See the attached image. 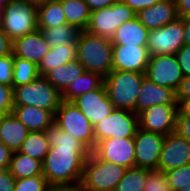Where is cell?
<instances>
[{
  "mask_svg": "<svg viewBox=\"0 0 190 191\" xmlns=\"http://www.w3.org/2000/svg\"><path fill=\"white\" fill-rule=\"evenodd\" d=\"M45 133L50 149L42 162L43 175L49 185H71L81 182L84 164L91 150L55 121Z\"/></svg>",
  "mask_w": 190,
  "mask_h": 191,
  "instance_id": "cell-1",
  "label": "cell"
},
{
  "mask_svg": "<svg viewBox=\"0 0 190 191\" xmlns=\"http://www.w3.org/2000/svg\"><path fill=\"white\" fill-rule=\"evenodd\" d=\"M76 59L85 71L105 78L112 71L113 44L110 39L81 31L76 44Z\"/></svg>",
  "mask_w": 190,
  "mask_h": 191,
  "instance_id": "cell-2",
  "label": "cell"
},
{
  "mask_svg": "<svg viewBox=\"0 0 190 191\" xmlns=\"http://www.w3.org/2000/svg\"><path fill=\"white\" fill-rule=\"evenodd\" d=\"M144 78L145 73L112 70L104 78V86L114 108L136 113V102Z\"/></svg>",
  "mask_w": 190,
  "mask_h": 191,
  "instance_id": "cell-3",
  "label": "cell"
},
{
  "mask_svg": "<svg viewBox=\"0 0 190 191\" xmlns=\"http://www.w3.org/2000/svg\"><path fill=\"white\" fill-rule=\"evenodd\" d=\"M126 170L122 165L99 159L91 151L80 184L84 191H115Z\"/></svg>",
  "mask_w": 190,
  "mask_h": 191,
  "instance_id": "cell-4",
  "label": "cell"
},
{
  "mask_svg": "<svg viewBox=\"0 0 190 191\" xmlns=\"http://www.w3.org/2000/svg\"><path fill=\"white\" fill-rule=\"evenodd\" d=\"M14 106H34L53 114L62 102V94L44 77L13 88Z\"/></svg>",
  "mask_w": 190,
  "mask_h": 191,
  "instance_id": "cell-5",
  "label": "cell"
},
{
  "mask_svg": "<svg viewBox=\"0 0 190 191\" xmlns=\"http://www.w3.org/2000/svg\"><path fill=\"white\" fill-rule=\"evenodd\" d=\"M3 31L12 41L38 29V8L23 0H9L4 6Z\"/></svg>",
  "mask_w": 190,
  "mask_h": 191,
  "instance_id": "cell-6",
  "label": "cell"
},
{
  "mask_svg": "<svg viewBox=\"0 0 190 191\" xmlns=\"http://www.w3.org/2000/svg\"><path fill=\"white\" fill-rule=\"evenodd\" d=\"M54 121L91 151L95 148L94 126L72 101L62 100L54 114Z\"/></svg>",
  "mask_w": 190,
  "mask_h": 191,
  "instance_id": "cell-7",
  "label": "cell"
},
{
  "mask_svg": "<svg viewBox=\"0 0 190 191\" xmlns=\"http://www.w3.org/2000/svg\"><path fill=\"white\" fill-rule=\"evenodd\" d=\"M136 16V12L127 4L116 1L109 7L90 12L86 31L111 40L118 27Z\"/></svg>",
  "mask_w": 190,
  "mask_h": 191,
  "instance_id": "cell-8",
  "label": "cell"
},
{
  "mask_svg": "<svg viewBox=\"0 0 190 191\" xmlns=\"http://www.w3.org/2000/svg\"><path fill=\"white\" fill-rule=\"evenodd\" d=\"M138 128V115L135 112L115 108L94 126L95 146L108 138L134 137Z\"/></svg>",
  "mask_w": 190,
  "mask_h": 191,
  "instance_id": "cell-9",
  "label": "cell"
},
{
  "mask_svg": "<svg viewBox=\"0 0 190 191\" xmlns=\"http://www.w3.org/2000/svg\"><path fill=\"white\" fill-rule=\"evenodd\" d=\"M185 44L184 18L149 32L147 48L150 56L175 54Z\"/></svg>",
  "mask_w": 190,
  "mask_h": 191,
  "instance_id": "cell-10",
  "label": "cell"
},
{
  "mask_svg": "<svg viewBox=\"0 0 190 191\" xmlns=\"http://www.w3.org/2000/svg\"><path fill=\"white\" fill-rule=\"evenodd\" d=\"M145 78L159 86L172 88L177 93L184 76L176 56L171 54L150 56Z\"/></svg>",
  "mask_w": 190,
  "mask_h": 191,
  "instance_id": "cell-11",
  "label": "cell"
},
{
  "mask_svg": "<svg viewBox=\"0 0 190 191\" xmlns=\"http://www.w3.org/2000/svg\"><path fill=\"white\" fill-rule=\"evenodd\" d=\"M178 105H154L138 114L139 128L167 136L175 132Z\"/></svg>",
  "mask_w": 190,
  "mask_h": 191,
  "instance_id": "cell-12",
  "label": "cell"
},
{
  "mask_svg": "<svg viewBox=\"0 0 190 191\" xmlns=\"http://www.w3.org/2000/svg\"><path fill=\"white\" fill-rule=\"evenodd\" d=\"M92 152L101 160L116 163L126 168L135 167L134 137L101 140Z\"/></svg>",
  "mask_w": 190,
  "mask_h": 191,
  "instance_id": "cell-13",
  "label": "cell"
},
{
  "mask_svg": "<svg viewBox=\"0 0 190 191\" xmlns=\"http://www.w3.org/2000/svg\"><path fill=\"white\" fill-rule=\"evenodd\" d=\"M164 138V135L138 128L134 136L135 167L157 169Z\"/></svg>",
  "mask_w": 190,
  "mask_h": 191,
  "instance_id": "cell-14",
  "label": "cell"
},
{
  "mask_svg": "<svg viewBox=\"0 0 190 191\" xmlns=\"http://www.w3.org/2000/svg\"><path fill=\"white\" fill-rule=\"evenodd\" d=\"M190 164V142L176 131L164 138L157 170L168 171Z\"/></svg>",
  "mask_w": 190,
  "mask_h": 191,
  "instance_id": "cell-15",
  "label": "cell"
},
{
  "mask_svg": "<svg viewBox=\"0 0 190 191\" xmlns=\"http://www.w3.org/2000/svg\"><path fill=\"white\" fill-rule=\"evenodd\" d=\"M72 102L80 109L93 126L115 109L107 95L104 84L98 89L78 96Z\"/></svg>",
  "mask_w": 190,
  "mask_h": 191,
  "instance_id": "cell-16",
  "label": "cell"
},
{
  "mask_svg": "<svg viewBox=\"0 0 190 191\" xmlns=\"http://www.w3.org/2000/svg\"><path fill=\"white\" fill-rule=\"evenodd\" d=\"M149 58L147 47L135 45L113 46L112 70L145 73Z\"/></svg>",
  "mask_w": 190,
  "mask_h": 191,
  "instance_id": "cell-17",
  "label": "cell"
},
{
  "mask_svg": "<svg viewBox=\"0 0 190 191\" xmlns=\"http://www.w3.org/2000/svg\"><path fill=\"white\" fill-rule=\"evenodd\" d=\"M154 105H178L177 93L144 78L136 102V114Z\"/></svg>",
  "mask_w": 190,
  "mask_h": 191,
  "instance_id": "cell-18",
  "label": "cell"
},
{
  "mask_svg": "<svg viewBox=\"0 0 190 191\" xmlns=\"http://www.w3.org/2000/svg\"><path fill=\"white\" fill-rule=\"evenodd\" d=\"M50 47L41 30L28 33L13 41L12 53L15 57H20L32 61L37 65L48 53Z\"/></svg>",
  "mask_w": 190,
  "mask_h": 191,
  "instance_id": "cell-19",
  "label": "cell"
},
{
  "mask_svg": "<svg viewBox=\"0 0 190 191\" xmlns=\"http://www.w3.org/2000/svg\"><path fill=\"white\" fill-rule=\"evenodd\" d=\"M178 17L176 0H160L137 13V18L148 30L163 27Z\"/></svg>",
  "mask_w": 190,
  "mask_h": 191,
  "instance_id": "cell-20",
  "label": "cell"
},
{
  "mask_svg": "<svg viewBox=\"0 0 190 191\" xmlns=\"http://www.w3.org/2000/svg\"><path fill=\"white\" fill-rule=\"evenodd\" d=\"M149 32L150 30L136 16L117 28L111 38V42L113 46L135 45L147 47Z\"/></svg>",
  "mask_w": 190,
  "mask_h": 191,
  "instance_id": "cell-21",
  "label": "cell"
},
{
  "mask_svg": "<svg viewBox=\"0 0 190 191\" xmlns=\"http://www.w3.org/2000/svg\"><path fill=\"white\" fill-rule=\"evenodd\" d=\"M29 132L13 112L0 116V141L12 152L20 150Z\"/></svg>",
  "mask_w": 190,
  "mask_h": 191,
  "instance_id": "cell-22",
  "label": "cell"
},
{
  "mask_svg": "<svg viewBox=\"0 0 190 191\" xmlns=\"http://www.w3.org/2000/svg\"><path fill=\"white\" fill-rule=\"evenodd\" d=\"M13 114L29 131H45L54 121V114L34 106H14Z\"/></svg>",
  "mask_w": 190,
  "mask_h": 191,
  "instance_id": "cell-23",
  "label": "cell"
},
{
  "mask_svg": "<svg viewBox=\"0 0 190 191\" xmlns=\"http://www.w3.org/2000/svg\"><path fill=\"white\" fill-rule=\"evenodd\" d=\"M84 72L83 65L74 59L49 71L44 77L62 94Z\"/></svg>",
  "mask_w": 190,
  "mask_h": 191,
  "instance_id": "cell-24",
  "label": "cell"
},
{
  "mask_svg": "<svg viewBox=\"0 0 190 191\" xmlns=\"http://www.w3.org/2000/svg\"><path fill=\"white\" fill-rule=\"evenodd\" d=\"M76 53V45H60L50 48L38 64L40 76H45L49 71L76 59Z\"/></svg>",
  "mask_w": 190,
  "mask_h": 191,
  "instance_id": "cell-25",
  "label": "cell"
},
{
  "mask_svg": "<svg viewBox=\"0 0 190 191\" xmlns=\"http://www.w3.org/2000/svg\"><path fill=\"white\" fill-rule=\"evenodd\" d=\"M103 84L104 78L101 75L85 71L62 93V100L73 101L82 94L100 88Z\"/></svg>",
  "mask_w": 190,
  "mask_h": 191,
  "instance_id": "cell-26",
  "label": "cell"
},
{
  "mask_svg": "<svg viewBox=\"0 0 190 191\" xmlns=\"http://www.w3.org/2000/svg\"><path fill=\"white\" fill-rule=\"evenodd\" d=\"M8 170L15 179L43 175L42 161L33 159L19 151L13 152Z\"/></svg>",
  "mask_w": 190,
  "mask_h": 191,
  "instance_id": "cell-27",
  "label": "cell"
},
{
  "mask_svg": "<svg viewBox=\"0 0 190 191\" xmlns=\"http://www.w3.org/2000/svg\"><path fill=\"white\" fill-rule=\"evenodd\" d=\"M67 24L60 0H48L38 7V29L54 28Z\"/></svg>",
  "mask_w": 190,
  "mask_h": 191,
  "instance_id": "cell-28",
  "label": "cell"
},
{
  "mask_svg": "<svg viewBox=\"0 0 190 191\" xmlns=\"http://www.w3.org/2000/svg\"><path fill=\"white\" fill-rule=\"evenodd\" d=\"M68 24L76 26L79 30H86L90 10L84 0H60Z\"/></svg>",
  "mask_w": 190,
  "mask_h": 191,
  "instance_id": "cell-29",
  "label": "cell"
},
{
  "mask_svg": "<svg viewBox=\"0 0 190 191\" xmlns=\"http://www.w3.org/2000/svg\"><path fill=\"white\" fill-rule=\"evenodd\" d=\"M39 30L43 33L50 48H55L60 45H76L81 32L76 26L68 23L54 28Z\"/></svg>",
  "mask_w": 190,
  "mask_h": 191,
  "instance_id": "cell-30",
  "label": "cell"
},
{
  "mask_svg": "<svg viewBox=\"0 0 190 191\" xmlns=\"http://www.w3.org/2000/svg\"><path fill=\"white\" fill-rule=\"evenodd\" d=\"M49 149L50 144L45 131H30L19 152L43 162Z\"/></svg>",
  "mask_w": 190,
  "mask_h": 191,
  "instance_id": "cell-31",
  "label": "cell"
},
{
  "mask_svg": "<svg viewBox=\"0 0 190 191\" xmlns=\"http://www.w3.org/2000/svg\"><path fill=\"white\" fill-rule=\"evenodd\" d=\"M13 73V88L30 84L40 76L36 63L15 56Z\"/></svg>",
  "mask_w": 190,
  "mask_h": 191,
  "instance_id": "cell-32",
  "label": "cell"
},
{
  "mask_svg": "<svg viewBox=\"0 0 190 191\" xmlns=\"http://www.w3.org/2000/svg\"><path fill=\"white\" fill-rule=\"evenodd\" d=\"M149 170L141 167L127 168L115 191H144Z\"/></svg>",
  "mask_w": 190,
  "mask_h": 191,
  "instance_id": "cell-33",
  "label": "cell"
},
{
  "mask_svg": "<svg viewBox=\"0 0 190 191\" xmlns=\"http://www.w3.org/2000/svg\"><path fill=\"white\" fill-rule=\"evenodd\" d=\"M168 186L174 191H179L190 185V164L165 171Z\"/></svg>",
  "mask_w": 190,
  "mask_h": 191,
  "instance_id": "cell-34",
  "label": "cell"
},
{
  "mask_svg": "<svg viewBox=\"0 0 190 191\" xmlns=\"http://www.w3.org/2000/svg\"><path fill=\"white\" fill-rule=\"evenodd\" d=\"M49 183L44 175L16 179L14 191H47Z\"/></svg>",
  "mask_w": 190,
  "mask_h": 191,
  "instance_id": "cell-35",
  "label": "cell"
},
{
  "mask_svg": "<svg viewBox=\"0 0 190 191\" xmlns=\"http://www.w3.org/2000/svg\"><path fill=\"white\" fill-rule=\"evenodd\" d=\"M169 188L165 172L162 170H149L146 177L144 191H166Z\"/></svg>",
  "mask_w": 190,
  "mask_h": 191,
  "instance_id": "cell-36",
  "label": "cell"
},
{
  "mask_svg": "<svg viewBox=\"0 0 190 191\" xmlns=\"http://www.w3.org/2000/svg\"><path fill=\"white\" fill-rule=\"evenodd\" d=\"M14 55L0 57V83L13 87Z\"/></svg>",
  "mask_w": 190,
  "mask_h": 191,
  "instance_id": "cell-37",
  "label": "cell"
},
{
  "mask_svg": "<svg viewBox=\"0 0 190 191\" xmlns=\"http://www.w3.org/2000/svg\"><path fill=\"white\" fill-rule=\"evenodd\" d=\"M14 94L13 87L0 83V116L13 112Z\"/></svg>",
  "mask_w": 190,
  "mask_h": 191,
  "instance_id": "cell-38",
  "label": "cell"
},
{
  "mask_svg": "<svg viewBox=\"0 0 190 191\" xmlns=\"http://www.w3.org/2000/svg\"><path fill=\"white\" fill-rule=\"evenodd\" d=\"M184 77L190 76V45L184 44L175 54Z\"/></svg>",
  "mask_w": 190,
  "mask_h": 191,
  "instance_id": "cell-39",
  "label": "cell"
},
{
  "mask_svg": "<svg viewBox=\"0 0 190 191\" xmlns=\"http://www.w3.org/2000/svg\"><path fill=\"white\" fill-rule=\"evenodd\" d=\"M180 136L190 142V116L184 114L177 115L176 130Z\"/></svg>",
  "mask_w": 190,
  "mask_h": 191,
  "instance_id": "cell-40",
  "label": "cell"
},
{
  "mask_svg": "<svg viewBox=\"0 0 190 191\" xmlns=\"http://www.w3.org/2000/svg\"><path fill=\"white\" fill-rule=\"evenodd\" d=\"M15 182L9 170H0V191H14Z\"/></svg>",
  "mask_w": 190,
  "mask_h": 191,
  "instance_id": "cell-41",
  "label": "cell"
},
{
  "mask_svg": "<svg viewBox=\"0 0 190 191\" xmlns=\"http://www.w3.org/2000/svg\"><path fill=\"white\" fill-rule=\"evenodd\" d=\"M13 152L0 141V170H8Z\"/></svg>",
  "mask_w": 190,
  "mask_h": 191,
  "instance_id": "cell-42",
  "label": "cell"
},
{
  "mask_svg": "<svg viewBox=\"0 0 190 191\" xmlns=\"http://www.w3.org/2000/svg\"><path fill=\"white\" fill-rule=\"evenodd\" d=\"M124 4H127L131 9H133L136 14L145 8H148L155 3H158L160 0H120Z\"/></svg>",
  "mask_w": 190,
  "mask_h": 191,
  "instance_id": "cell-43",
  "label": "cell"
},
{
  "mask_svg": "<svg viewBox=\"0 0 190 191\" xmlns=\"http://www.w3.org/2000/svg\"><path fill=\"white\" fill-rule=\"evenodd\" d=\"M13 41L0 29V57L12 54Z\"/></svg>",
  "mask_w": 190,
  "mask_h": 191,
  "instance_id": "cell-44",
  "label": "cell"
},
{
  "mask_svg": "<svg viewBox=\"0 0 190 191\" xmlns=\"http://www.w3.org/2000/svg\"><path fill=\"white\" fill-rule=\"evenodd\" d=\"M90 12L113 5L116 0H84Z\"/></svg>",
  "mask_w": 190,
  "mask_h": 191,
  "instance_id": "cell-45",
  "label": "cell"
},
{
  "mask_svg": "<svg viewBox=\"0 0 190 191\" xmlns=\"http://www.w3.org/2000/svg\"><path fill=\"white\" fill-rule=\"evenodd\" d=\"M177 14L179 17H187L190 14V0H176Z\"/></svg>",
  "mask_w": 190,
  "mask_h": 191,
  "instance_id": "cell-46",
  "label": "cell"
},
{
  "mask_svg": "<svg viewBox=\"0 0 190 191\" xmlns=\"http://www.w3.org/2000/svg\"><path fill=\"white\" fill-rule=\"evenodd\" d=\"M47 191H84L80 183L71 185H49Z\"/></svg>",
  "mask_w": 190,
  "mask_h": 191,
  "instance_id": "cell-47",
  "label": "cell"
},
{
  "mask_svg": "<svg viewBox=\"0 0 190 191\" xmlns=\"http://www.w3.org/2000/svg\"><path fill=\"white\" fill-rule=\"evenodd\" d=\"M177 98H190V76L184 77L180 89L177 91Z\"/></svg>",
  "mask_w": 190,
  "mask_h": 191,
  "instance_id": "cell-48",
  "label": "cell"
},
{
  "mask_svg": "<svg viewBox=\"0 0 190 191\" xmlns=\"http://www.w3.org/2000/svg\"><path fill=\"white\" fill-rule=\"evenodd\" d=\"M178 114L190 116V98H177Z\"/></svg>",
  "mask_w": 190,
  "mask_h": 191,
  "instance_id": "cell-49",
  "label": "cell"
},
{
  "mask_svg": "<svg viewBox=\"0 0 190 191\" xmlns=\"http://www.w3.org/2000/svg\"><path fill=\"white\" fill-rule=\"evenodd\" d=\"M185 44L190 45V18H184Z\"/></svg>",
  "mask_w": 190,
  "mask_h": 191,
  "instance_id": "cell-50",
  "label": "cell"
},
{
  "mask_svg": "<svg viewBox=\"0 0 190 191\" xmlns=\"http://www.w3.org/2000/svg\"><path fill=\"white\" fill-rule=\"evenodd\" d=\"M26 1L28 4L34 5L35 7H40L44 5L48 0H23Z\"/></svg>",
  "mask_w": 190,
  "mask_h": 191,
  "instance_id": "cell-51",
  "label": "cell"
},
{
  "mask_svg": "<svg viewBox=\"0 0 190 191\" xmlns=\"http://www.w3.org/2000/svg\"><path fill=\"white\" fill-rule=\"evenodd\" d=\"M4 20V6H0V29H2L4 26Z\"/></svg>",
  "mask_w": 190,
  "mask_h": 191,
  "instance_id": "cell-52",
  "label": "cell"
},
{
  "mask_svg": "<svg viewBox=\"0 0 190 191\" xmlns=\"http://www.w3.org/2000/svg\"><path fill=\"white\" fill-rule=\"evenodd\" d=\"M9 0H0V6H5Z\"/></svg>",
  "mask_w": 190,
  "mask_h": 191,
  "instance_id": "cell-53",
  "label": "cell"
},
{
  "mask_svg": "<svg viewBox=\"0 0 190 191\" xmlns=\"http://www.w3.org/2000/svg\"><path fill=\"white\" fill-rule=\"evenodd\" d=\"M179 191H190V185L185 186L184 188L180 189Z\"/></svg>",
  "mask_w": 190,
  "mask_h": 191,
  "instance_id": "cell-54",
  "label": "cell"
},
{
  "mask_svg": "<svg viewBox=\"0 0 190 191\" xmlns=\"http://www.w3.org/2000/svg\"><path fill=\"white\" fill-rule=\"evenodd\" d=\"M166 191H174L173 189L168 188Z\"/></svg>",
  "mask_w": 190,
  "mask_h": 191,
  "instance_id": "cell-55",
  "label": "cell"
}]
</instances>
